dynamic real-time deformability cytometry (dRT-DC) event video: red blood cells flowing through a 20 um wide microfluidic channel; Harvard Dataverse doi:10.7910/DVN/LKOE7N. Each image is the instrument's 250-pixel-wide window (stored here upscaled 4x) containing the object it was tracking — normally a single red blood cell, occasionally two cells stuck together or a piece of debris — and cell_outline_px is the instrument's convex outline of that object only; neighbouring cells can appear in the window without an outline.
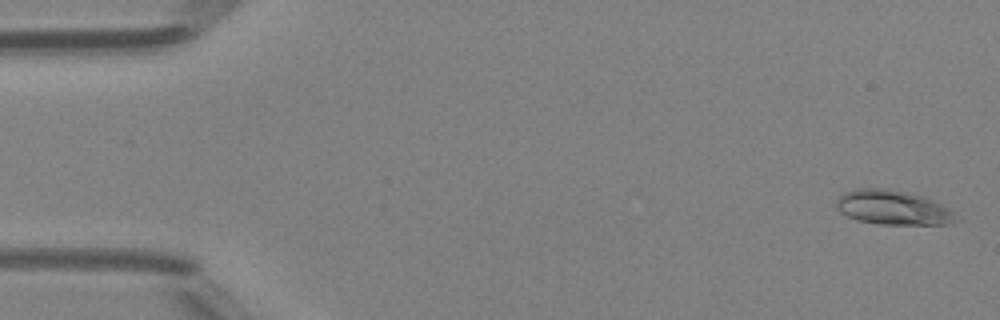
{"species": "Egyptian fruit bat (a non-hibernating species)", "species_latin": "Rousettus aegyptiacus", "temperature_condition": "room temperature", "stored_images_in_passage": 50, "camera_frame_rate_fps": 3000, "um_per_image_px": 0.085, "animal": {"sex": "female"}, "frame": {"image": 1, "passage_image": 2, "time_ms": 0.333, "image_size_px": [1000, 320], "cell_outline_px": [[956, 212], [952, 224], [880, 224], [860, 220], [848, 216], [840, 212], [836, 208], [836, 200], [844, 192], [856, 188], [888, 188], [924, 196]], "centroid_in_image_um": [75.87, 17.63], "position_along_channel_um": 9.1, "area_um2": 23.87}}
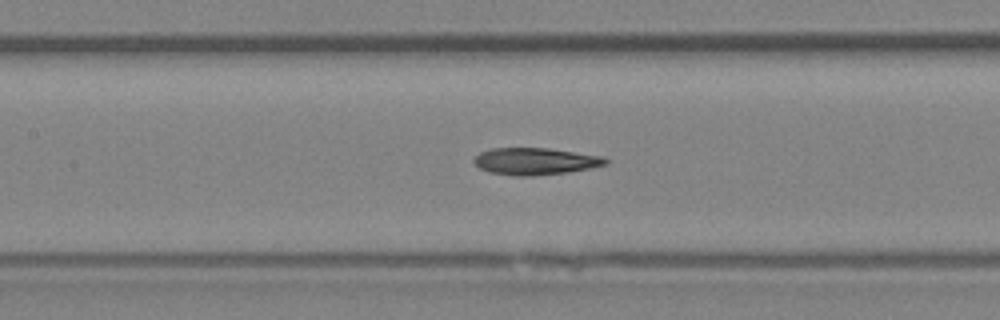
{"frame": {"image": 2, "passage_image": 23, "time_ms": 7.333, "image_size_px": [1000, 320], "cell_outline_px": [[608, 164], [568, 172], [532, 176], [516, 176], [488, 172], [480, 168], [472, 160], [480, 152], [492, 148], [548, 148], [604, 156], [608, 160]], "centroid_in_image_um": [45.5, 13.71], "position_along_channel_um": 161.9, "area_um2": 20.69}}
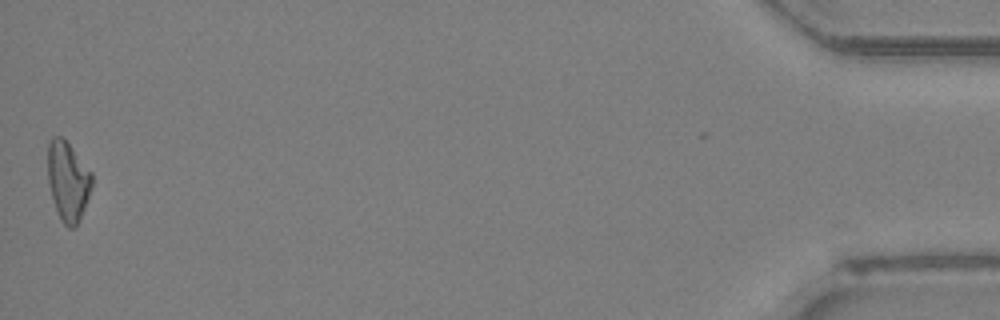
{"frame": {"image": 3, "passage_image": 49, "time_ms": 16.0, "image_size_px": [1000, 320], "cell_outline_px": [[92, 184], [84, 208], [76, 224], [72, 228], [68, 228], [60, 220], [48, 184], [48, 140], [52, 136], [60, 136], [72, 148], [92, 172]], "centroid_in_image_um": [5.75, 15.37], "position_along_channel_um": 429.4, "area_um2": 20.11}, "authors_computed_cell_mechanics": {"area_um2": 20.7213, "velocity_mm_per_s": 4.2273, "shape_relaxation_time_tau1_ms": 9.3414, "shape_relaxation_time_tau2_ms": 5.2212, "deformation_change_tau1": 0.2333, "deformation_change_tau2": 0.1404}}